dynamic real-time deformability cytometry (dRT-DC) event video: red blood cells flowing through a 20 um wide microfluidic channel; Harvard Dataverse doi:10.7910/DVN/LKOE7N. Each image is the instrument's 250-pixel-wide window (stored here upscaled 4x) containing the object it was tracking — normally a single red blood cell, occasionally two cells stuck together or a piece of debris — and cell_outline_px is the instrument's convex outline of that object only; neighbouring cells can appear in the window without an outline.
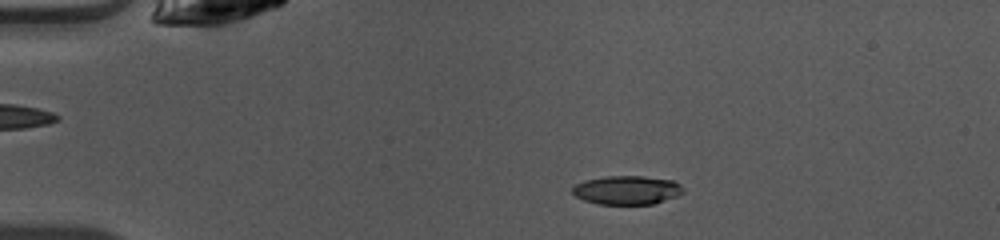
{"species": "common noctule bat (a hibernating species)", "species_latin": "Nyctalus noctula", "temperature_condition": "warm", "stored_images_in_passage": 48, "camera_frame_rate_fps": 3000, "um_per_image_px": 0.085, "animal": {"sex": "female", "body_mass_g": 10.0, "forearm_length_mm": 53.1}, "frame": {"image": 1, "passage_image": 9, "time_ms": 2.667, "image_size_px": [1000, 240], "cell_outline_px": [[684, 192], [676, 196], [652, 204], [596, 204], [584, 200], [576, 196], [572, 192], [572, 188], [576, 184], [584, 180], [604, 176], [644, 176], [672, 180], [680, 184], [684, 188]], "centroid_in_image_um": [53.28, 16.15], "position_along_channel_um": 31.7, "area_um2": 18.61}}
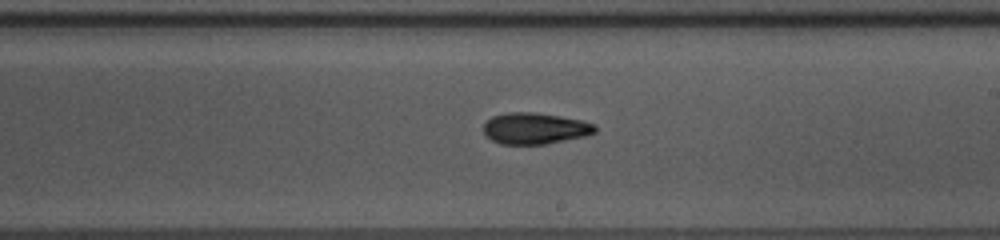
{"frame": {"image": 2, "passage_image": 28, "time_ms": 9.0, "image_size_px": [1000, 240], "cell_outline_px": [[596, 132], [584, 136], [544, 144], [500, 144], [492, 140], [484, 132], [484, 124], [492, 116], [508, 112], [532, 112], [560, 116], [580, 120], [596, 124]], "centroid_in_image_um": [45.47, 10.91], "position_along_channel_um": 243.5, "area_um2": 20.17}}
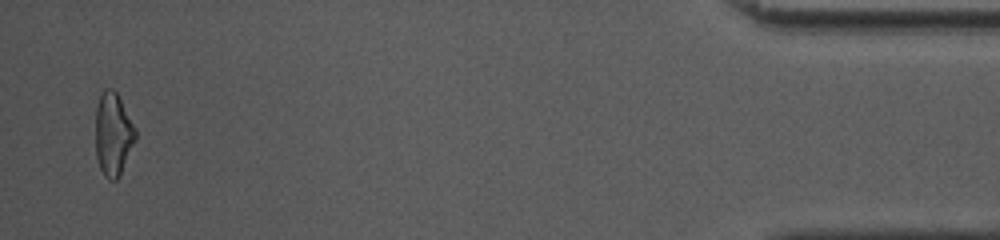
{"frame": {"image": 3, "passage_image": 47, "time_ms": 15.333, "image_size_px": [1000, 240], "cell_outline_px": [[136, 140], [120, 176], [116, 180], [108, 180], [104, 176], [100, 168], [96, 156], [96, 108], [100, 96], [104, 88], [112, 88], [116, 92], [136, 128]], "centroid_in_image_um": [9.62, 11.43], "position_along_channel_um": 425.6, "area_um2": 19.42}, "authors_computed_cell_mechanics": {"area_um2": 19.5653, "velocity_mm_per_s": 4.0935, "shape_relaxation_time_tau1_ms": 5.5505, "shape_relaxation_time_tau2_ms": 4.4878, "deformation_change_tau1": 0.1686, "deformation_change_tau2": 0.1278}}